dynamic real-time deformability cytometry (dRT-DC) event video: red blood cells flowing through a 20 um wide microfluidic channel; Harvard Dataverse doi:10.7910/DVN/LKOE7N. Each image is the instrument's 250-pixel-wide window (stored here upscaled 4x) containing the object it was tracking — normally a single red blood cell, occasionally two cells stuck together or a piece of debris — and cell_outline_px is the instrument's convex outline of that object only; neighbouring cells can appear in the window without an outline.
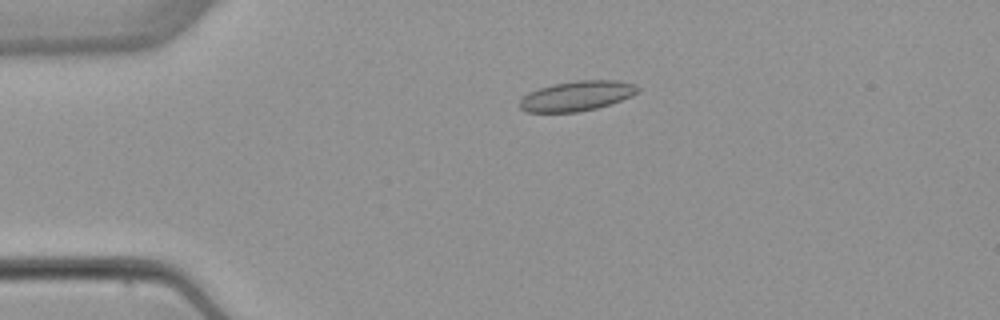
{"species": "common noctule bat (a hibernating species)", "species_latin": "Nyctalus noctula", "temperature_condition": "warm", "stored_images_in_passage": 3, "camera_frame_rate_fps": 3000, "um_per_image_px": 0.085, "animal": {"sex": "female", "body_mass_g": 22.7, "forearm_length_mm": 54.2}, "frame": {"image": 1, "passage_image": 2, "time_ms": 2.333, "image_size_px": [1000, 320], "cell_outline_px": [[640, 88], [632, 96], [596, 108], [576, 112], [524, 112], [520, 108], [520, 100], [528, 92], [552, 84], [576, 80], [616, 80], [636, 84]], "centroid_in_image_um": [49.01, 8.14], "position_along_channel_um": 36.0, "area_um2": 20.52}}